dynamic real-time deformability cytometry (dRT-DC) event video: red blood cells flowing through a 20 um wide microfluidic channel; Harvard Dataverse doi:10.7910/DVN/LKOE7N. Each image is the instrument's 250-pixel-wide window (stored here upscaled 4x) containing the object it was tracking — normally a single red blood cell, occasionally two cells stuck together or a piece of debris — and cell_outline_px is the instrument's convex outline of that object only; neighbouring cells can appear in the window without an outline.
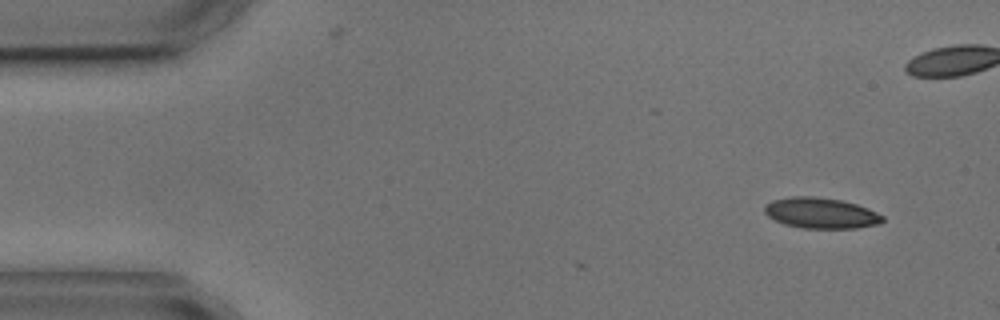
{"species": "common noctule bat (a hibernating species)", "species_latin": "Nyctalus noctula", "temperature_condition": "cold", "stored_images_in_passage": 2, "camera_frame_rate_fps": 3000, "um_per_image_px": 0.085, "animal": {"sex": "male", "body_mass_g": 17.9, "forearm_length_mm": 54.2}, "frame": {"image": 1, "passage_image": 2, "time_ms": 1.333, "image_size_px": [1000, 320], "cell_outline_px": [[884, 220], [880, 224], [856, 228], [804, 228], [784, 224], [768, 216], [764, 212], [764, 204], [772, 200], [792, 196], [812, 196], [840, 200], [856, 204], [868, 208], [884, 216]], "centroid_in_image_um": [69.77, 18.11], "position_along_channel_um": 15.2, "area_um2": 21.15}}